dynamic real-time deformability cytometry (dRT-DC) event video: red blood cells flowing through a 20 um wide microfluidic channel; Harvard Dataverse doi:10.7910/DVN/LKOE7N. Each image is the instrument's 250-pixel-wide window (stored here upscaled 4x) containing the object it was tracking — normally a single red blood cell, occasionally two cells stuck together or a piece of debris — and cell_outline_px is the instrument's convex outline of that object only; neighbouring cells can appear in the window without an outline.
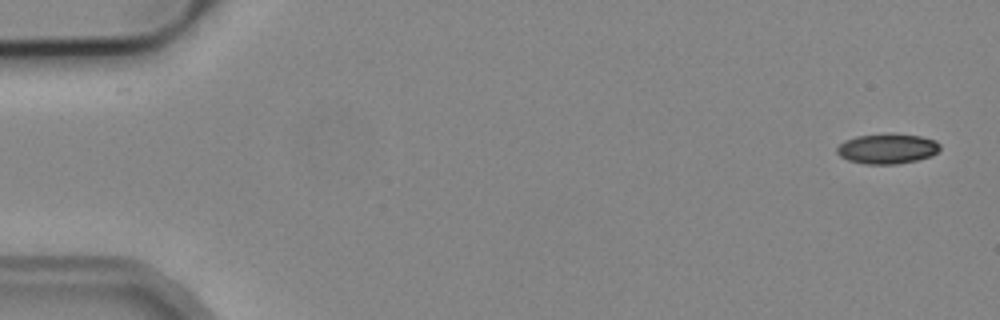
{"species": "common noctule bat (a hibernating species)", "species_latin": "Nyctalus noctula", "temperature_condition": "cold", "stored_images_in_passage": 52, "camera_frame_rate_fps": 3000, "um_per_image_px": 0.085, "animal": {"sex": "male", "body_mass_g": 19.2, "forearm_length_mm": 51.8}, "frame": {"image": 1, "passage_image": 1, "time_ms": 0.0, "image_size_px": [1000, 320], "cell_outline_px": [[940, 148], [932, 156], [916, 160], [896, 164], [864, 164], [848, 160], [840, 156], [836, 152], [836, 148], [844, 140], [856, 136], [892, 132], [920, 136], [936, 140], [940, 144]], "centroid_in_image_um": [75.41, 12.62], "position_along_channel_um": 9.6, "area_um2": 18.38}}
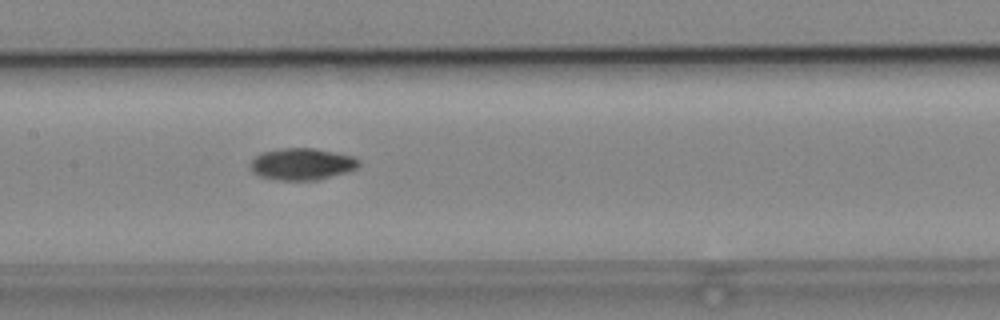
{"frame": {"image": 2, "passage_image": 25, "time_ms": 8.0, "image_size_px": [1000, 320], "cell_outline_px": [[360, 164], [356, 168], [348, 172], [316, 180], [272, 180], [260, 176], [252, 172], [248, 168], [248, 164], [260, 152], [280, 148], [316, 148], [356, 156], [360, 160]], "centroid_in_image_um": [25.65, 13.94], "position_along_channel_um": 181.8, "area_um2": 20.58}}
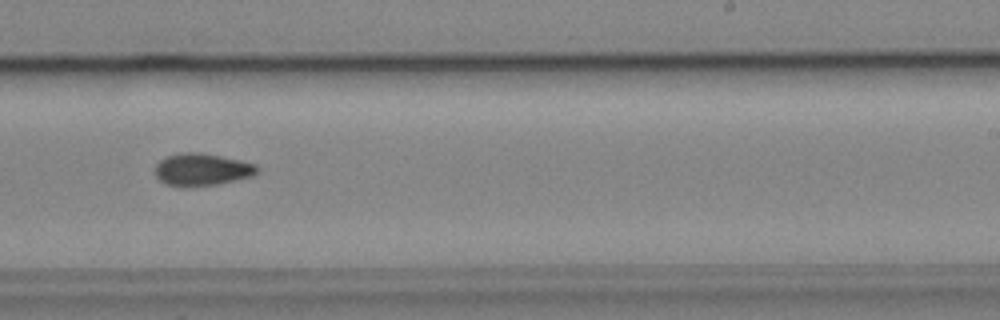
{"frame": {"image": 3, "passage_image": 32, "time_ms": 10.333, "image_size_px": [1000, 320], "cell_outline_px": [[260, 172], [252, 176], [220, 184], [184, 188], [164, 184], [156, 176], [156, 164], [160, 160], [168, 156], [180, 152], [200, 152], [240, 160], [256, 164], [260, 168]], "centroid_in_image_um": [17.18, 14.43], "position_along_channel_um": 271.8, "area_um2": 19.59}}